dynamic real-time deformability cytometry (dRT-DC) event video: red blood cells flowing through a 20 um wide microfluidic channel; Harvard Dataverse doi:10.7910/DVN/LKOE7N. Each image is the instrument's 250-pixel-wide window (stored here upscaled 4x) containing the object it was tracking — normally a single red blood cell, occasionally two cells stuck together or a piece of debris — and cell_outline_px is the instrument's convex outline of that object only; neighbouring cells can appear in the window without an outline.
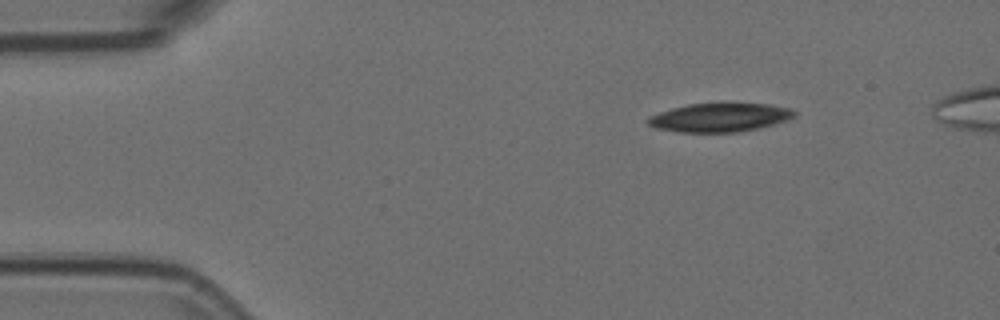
{"species": "Egyptian fruit bat (a non-hibernating species)", "species_latin": "Rousettus aegyptiacus", "temperature_condition": "room temperature", "stored_images_in_passage": 47, "segment_of_instrument_passage": [1, 2], "camera_frame_rate_fps": 3000, "um_per_image_px": 0.085, "animal": {"sex": "female"}, "frame": {"image": 1, "passage_image": 1, "time_ms": 0.0, "image_size_px": [1000, 320], "cell_outline_px": [[796, 112], [792, 116], [784, 120], [760, 128], [736, 132], [680, 132], [656, 128], [648, 124], [644, 120], [648, 116], [672, 108], [688, 104], [720, 100], [732, 100], [768, 104], [792, 108]], "centroid_in_image_um": [61.15, 9.92], "position_along_channel_um": 23.8, "area_um2": 25.49}}
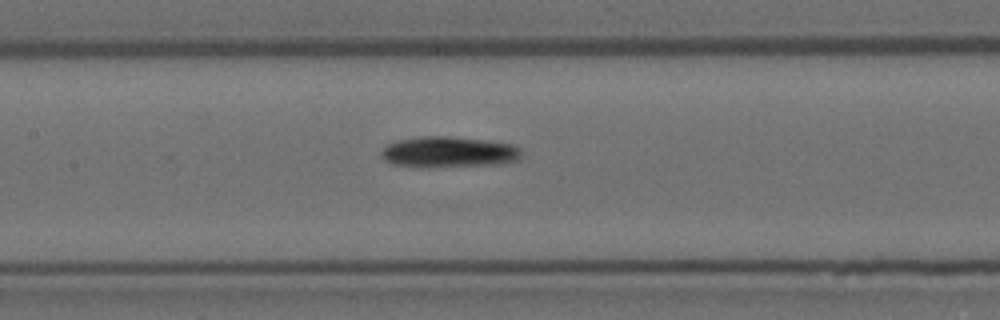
{"frame": {"image": 2, "passage_image": 19, "time_ms": 6.0, "image_size_px": [1000, 320], "cell_outline_px": [[520, 160], [500, 164], [428, 168], [396, 164], [380, 156], [380, 152], [388, 144], [400, 140], [428, 136], [444, 136], [480, 140], [512, 144], [520, 148]], "centroid_in_image_um": [38.17, 12.94], "position_along_channel_um": 169.2, "area_um2": 24.97}}
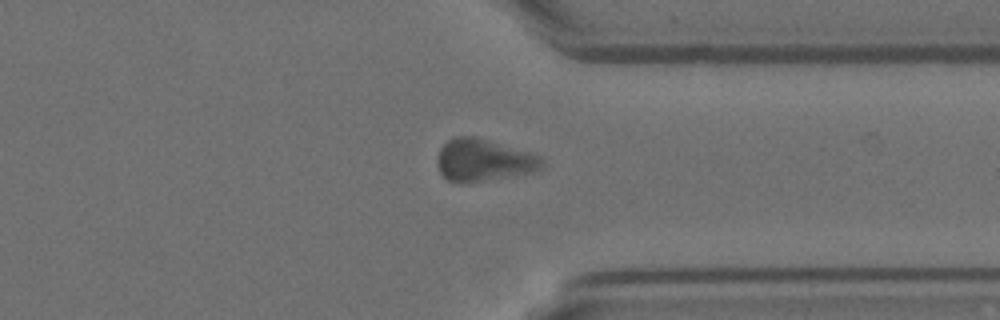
{"frame": {"image": 3, "passage_image": 36, "time_ms": 11.667, "image_size_px": [1000, 320], "cell_outline_px": [[544, 164], [540, 168], [528, 172], [464, 184], [460, 184], [448, 180], [440, 172], [436, 164], [436, 156], [440, 148], [448, 140], [456, 136], [476, 136], [532, 152], [540, 156], [544, 160]], "centroid_in_image_um": [41.06, 13.6], "position_along_channel_um": 370.3, "area_um2": 25.89}}